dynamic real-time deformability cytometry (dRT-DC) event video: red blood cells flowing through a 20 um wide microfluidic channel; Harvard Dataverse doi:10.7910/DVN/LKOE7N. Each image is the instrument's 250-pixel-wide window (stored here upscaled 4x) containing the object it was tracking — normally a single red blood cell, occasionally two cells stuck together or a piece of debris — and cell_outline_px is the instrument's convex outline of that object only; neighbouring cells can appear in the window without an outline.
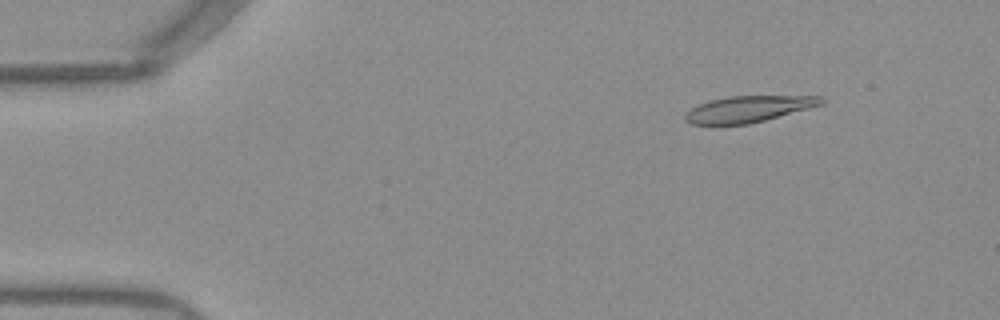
{"species": "Egyptian fruit bat (a non-hibernating species)", "species_latin": "Rousettus aegyptiacus", "temperature_condition": "warm", "stored_images_in_passage": 48, "camera_frame_rate_fps": 3000, "um_per_image_px": 0.085, "frame": {"image": 1, "passage_image": 3, "time_ms": 0.667, "image_size_px": [1000, 320], "cell_outline_px": [[824, 104], [764, 120], [748, 124], [692, 124], [684, 120], [684, 116], [692, 108], [708, 100], [728, 96], [824, 96]], "centroid_in_image_um": [63.63, 9.25], "position_along_channel_um": 21.4, "area_um2": 20.63}}
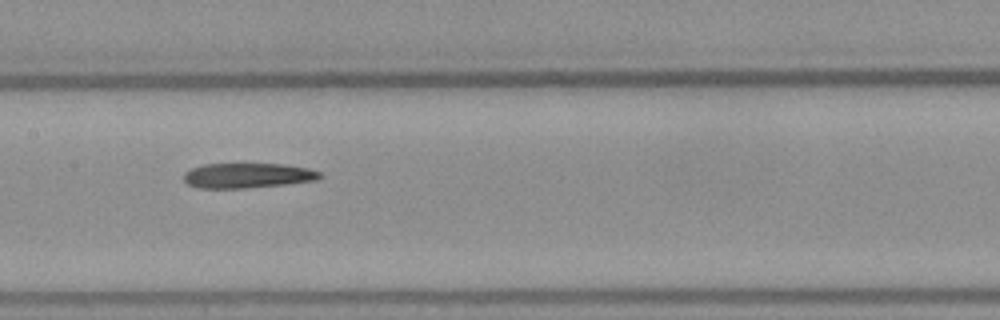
{"frame": {"image": 2, "passage_image": 22, "time_ms": 7.0, "image_size_px": [1000, 320], "cell_outline_px": [[324, 176], [316, 180], [284, 184], [248, 188], [196, 188], [188, 184], [184, 180], [184, 172], [192, 168], [204, 164], [284, 164], [308, 168], [320, 172]], "centroid_in_image_um": [21.04, 14.92], "position_along_channel_um": 186.4, "area_um2": 19.83}}
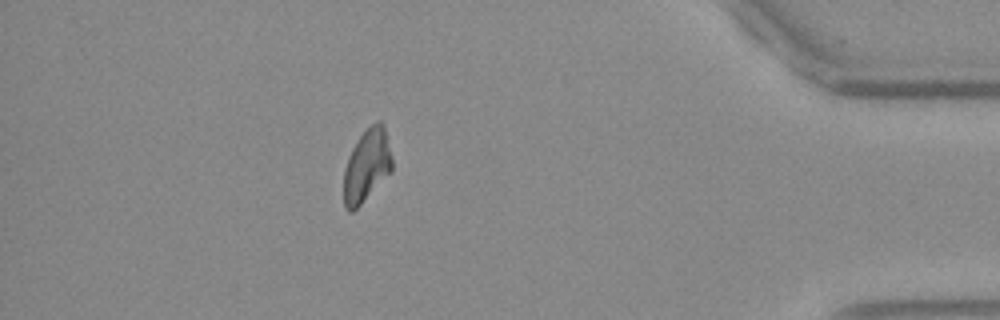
{"frame": {"image": 3, "passage_image": 42, "time_ms": 13.667, "image_size_px": [1000, 320], "cell_outline_px": [[392, 172], [352, 212], [348, 212], [344, 208], [344, 168], [348, 156], [352, 148], [360, 136], [376, 120], [380, 120], [384, 124], [392, 156]], "centroid_in_image_um": [31.18, 14.07], "position_along_channel_um": 404.0, "area_um2": 20.52}}